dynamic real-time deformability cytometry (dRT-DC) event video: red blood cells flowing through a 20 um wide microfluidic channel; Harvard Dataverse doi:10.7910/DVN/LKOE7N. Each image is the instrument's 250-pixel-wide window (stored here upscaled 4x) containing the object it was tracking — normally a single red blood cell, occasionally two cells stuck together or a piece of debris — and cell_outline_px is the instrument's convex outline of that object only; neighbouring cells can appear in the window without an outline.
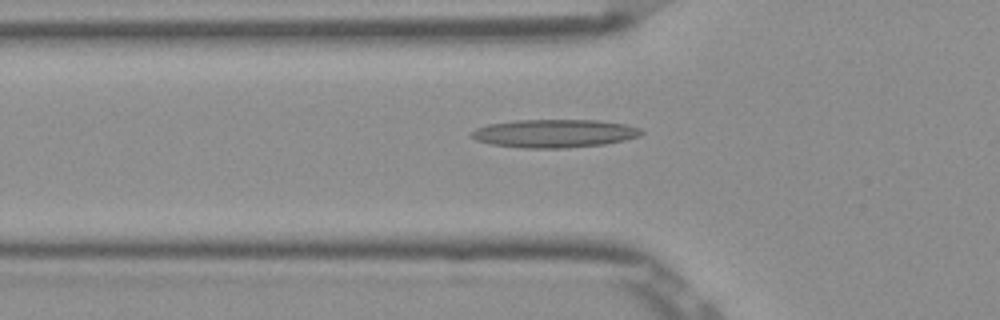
{"species": "Egyptian fruit bat (a non-hibernating species)", "species_latin": "Rousettus aegyptiacus", "temperature_condition": "room temperature", "stored_images_in_passage": 49, "camera_frame_rate_fps": 3000, "um_per_image_px": 0.085, "frame": {"image": 1, "passage_image": 17, "time_ms": 5.333, "image_size_px": [1000, 320], "cell_outline_px": [[644, 132], [640, 136], [624, 140], [604, 144], [564, 148], [524, 148], [492, 144], [476, 140], [468, 136], [468, 132], [476, 128], [488, 124], [516, 120], [596, 120], [628, 124], [640, 128]], "centroid_in_image_um": [47.1, 11.33], "position_along_channel_um": 78.7, "area_um2": 28.09}}
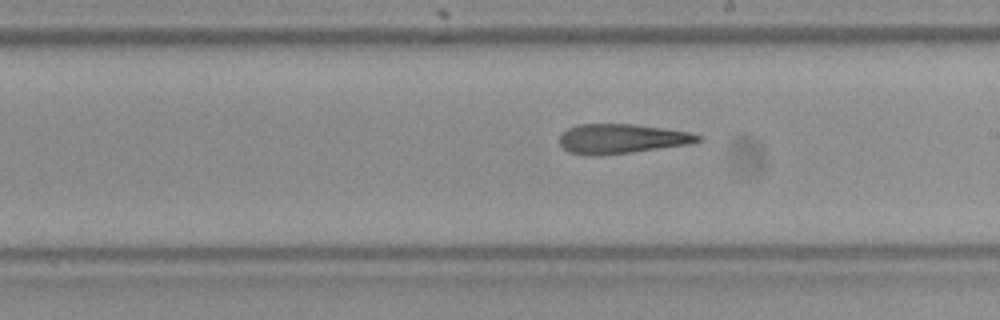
{"frame": {"image": 2, "passage_image": 29, "time_ms": 9.333, "image_size_px": [1000, 320], "cell_outline_px": [[700, 140], [692, 144], [632, 152], [600, 156], [584, 156], [568, 152], [560, 144], [560, 132], [576, 124], [636, 124], [664, 128], [688, 132], [700, 136]], "centroid_in_image_um": [52.78, 11.8], "position_along_channel_um": 236.2, "area_um2": 24.16}}
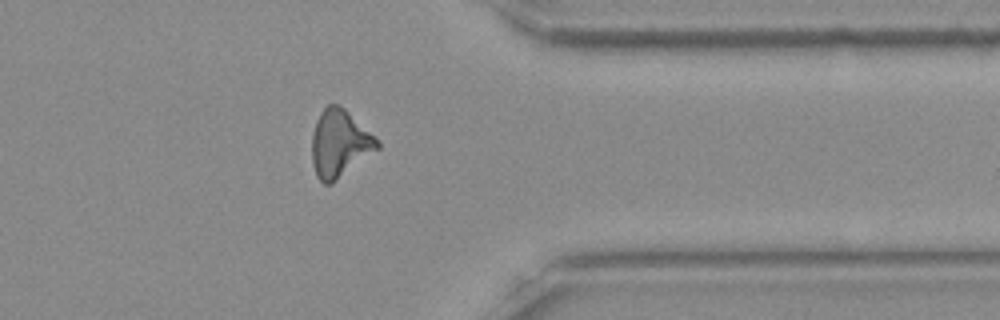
{"frame": {"image": 3, "passage_image": 41, "time_ms": 13.333, "image_size_px": [1000, 320], "cell_outline_px": [[380, 148], [332, 184], [324, 184], [316, 176], [312, 164], [312, 136], [316, 120], [320, 112], [328, 104], [336, 104], [344, 108], [380, 144]], "centroid_in_image_um": [28.82, 12.24], "position_along_channel_um": 382.6, "area_um2": 25.32}, "authors_computed_cell_mechanics": {"area_um2": 24.9118, "velocity_mm_per_s": 3.9079, "shape_relaxation_time_tau1_ms": null, "shape_relaxation_time_tau2_ms": 5.6717, "deformation_change_tau1": null, "deformation_change_tau2": 0.2026}}